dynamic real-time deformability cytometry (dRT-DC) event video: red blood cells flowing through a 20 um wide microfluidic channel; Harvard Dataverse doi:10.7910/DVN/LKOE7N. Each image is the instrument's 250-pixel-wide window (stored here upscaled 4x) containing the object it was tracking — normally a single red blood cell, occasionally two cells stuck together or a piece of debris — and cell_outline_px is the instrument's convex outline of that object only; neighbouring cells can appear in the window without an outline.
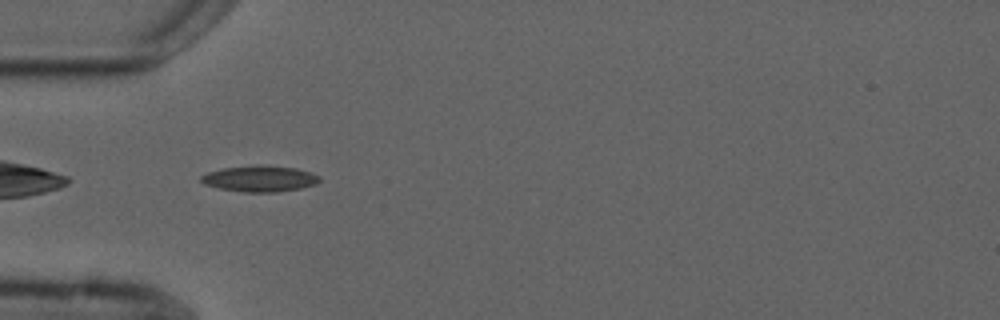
{"species": "common noctule bat (a hibernating species)", "species_latin": "Nyctalus noctula", "temperature_condition": "cold", "stored_images_in_passage": 7, "camera_frame_rate_fps": 3000, "um_per_image_px": 0.085, "animal": {"sex": "male", "forearm_length_mm": 52.5}, "frame": {"image": 1, "passage_image": 3, "time_ms": 3.333, "image_size_px": [1000, 320], "cell_outline_px": [[320, 180], [316, 184], [300, 188], [276, 192], [244, 192], [220, 188], [204, 184], [200, 180], [200, 176], [208, 172], [224, 168], [260, 164], [296, 168], [320, 176]], "centroid_in_image_um": [22.07, 15.18], "position_along_channel_um": 62.9, "area_um2": 17.92}}
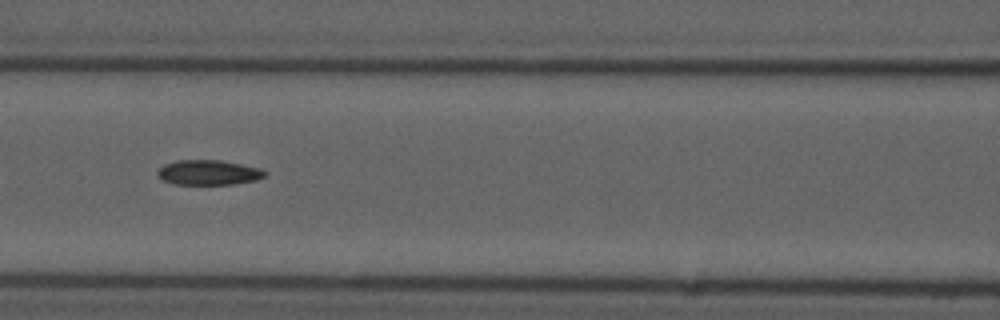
{"frame": {"image": 2, "passage_image": 5, "time_ms": 5.667, "image_size_px": [1000, 320], "cell_outline_px": [[268, 172], [264, 176], [256, 180], [232, 184], [172, 184], [164, 180], [156, 172], [164, 164], [176, 160], [220, 160], [260, 168]], "centroid_in_image_um": [17.73, 14.66], "position_along_channel_um": 148.9, "area_um2": 15.49}}
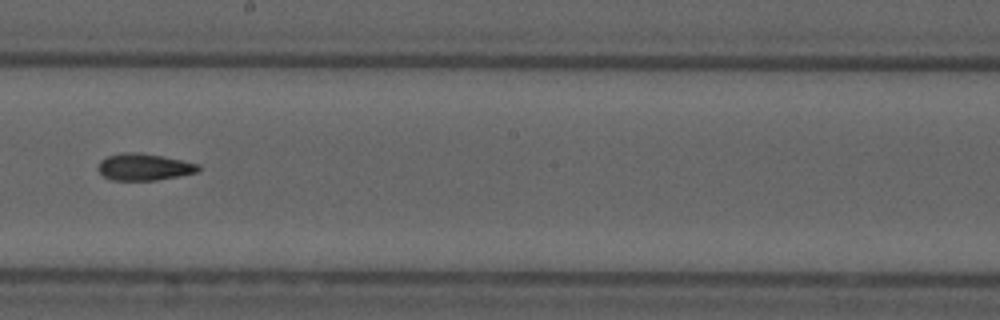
{"frame": {"image": 3, "passage_image": 7, "time_ms": 8.0, "image_size_px": [1000, 320], "cell_outline_px": [[200, 168], [196, 172], [156, 180], [112, 180], [104, 176], [96, 168], [100, 160], [108, 156], [124, 152], [136, 152], [160, 156], [200, 164]], "centroid_in_image_um": [12.2, 14.19], "position_along_channel_um": 236.0, "area_um2": 15.43}}